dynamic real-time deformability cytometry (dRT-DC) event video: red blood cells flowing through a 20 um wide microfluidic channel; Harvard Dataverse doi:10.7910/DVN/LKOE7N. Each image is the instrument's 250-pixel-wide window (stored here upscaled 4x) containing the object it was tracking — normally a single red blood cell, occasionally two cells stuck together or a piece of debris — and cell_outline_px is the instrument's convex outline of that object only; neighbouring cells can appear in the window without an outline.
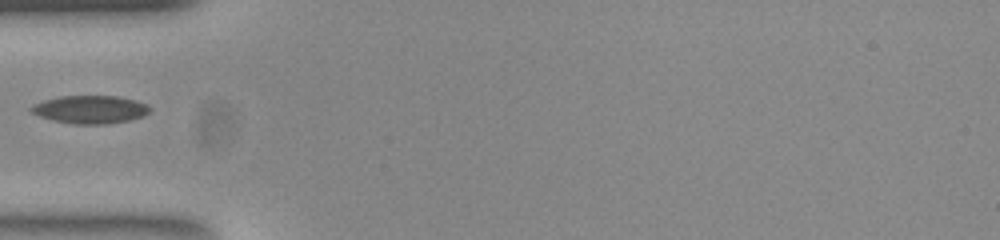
{"species": "common noctule bat (a hibernating species)", "species_latin": "Nyctalus noctula", "temperature_condition": "room temperature", "stored_images_in_passage": 32, "camera_frame_rate_fps": 3000, "um_per_image_px": 0.085, "animal": {"sex": "female", "body_mass_g": 23.0, "forearm_length_mm": 53.4}, "frame": {"image": 1, "passage_image": 1, "time_ms": 0.0, "image_size_px": [1000, 240], "cell_outline_px": [[148, 112], [140, 116], [128, 120], [104, 124], [76, 124], [52, 120], [40, 116], [32, 112], [28, 108], [32, 104], [44, 100], [60, 96], [116, 96], [136, 100], [144, 104], [148, 108]], "centroid_in_image_um": [7.58, 9.3], "position_along_channel_um": 77.4, "area_um2": 19.02}}
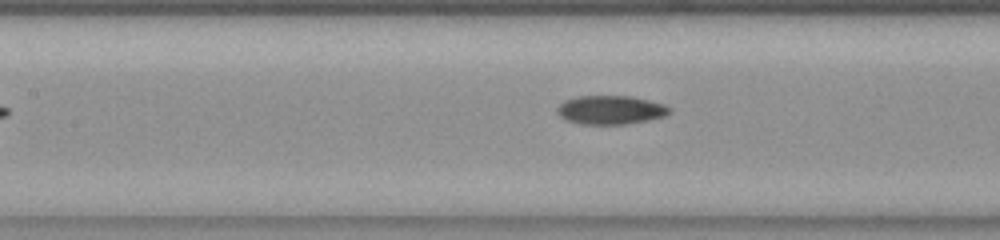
{"frame": {"image": 2, "passage_image": 7, "time_ms": 2.0, "image_size_px": [1000, 240], "cell_outline_px": [[672, 112], [664, 116], [648, 120], [624, 124], [580, 124], [568, 120], [560, 116], [556, 112], [556, 108], [564, 100], [576, 96], [632, 96], [664, 104], [672, 108]], "centroid_in_image_um": [51.9, 9.33], "position_along_channel_um": 155.5, "area_um2": 18.9}}
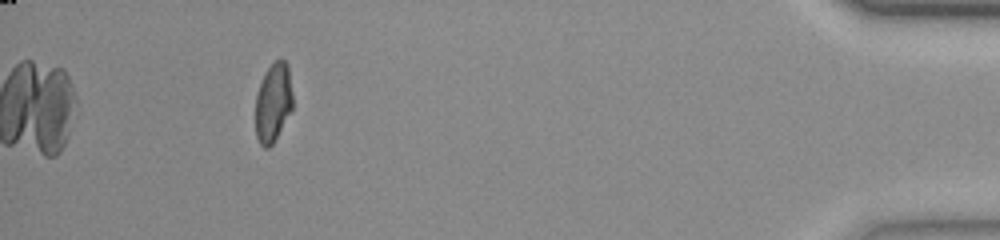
{"frame": {"image": 3, "passage_image": 32, "time_ms": 10.333, "image_size_px": [1000, 240], "cell_outline_px": [[292, 108], [272, 144], [268, 148], [264, 148], [260, 144], [256, 136], [256, 96], [264, 72], [276, 60], [284, 60], [288, 64], [292, 92]], "centroid_in_image_um": [23.21, 8.7], "position_along_channel_um": 412.0, "area_um2": 16.88}}